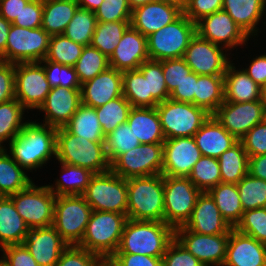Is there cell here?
<instances>
[{"instance_id": "cell-61", "label": "cell", "mask_w": 266, "mask_h": 266, "mask_svg": "<svg viewBox=\"0 0 266 266\" xmlns=\"http://www.w3.org/2000/svg\"><path fill=\"white\" fill-rule=\"evenodd\" d=\"M15 64L0 60V103L15 98Z\"/></svg>"}, {"instance_id": "cell-59", "label": "cell", "mask_w": 266, "mask_h": 266, "mask_svg": "<svg viewBox=\"0 0 266 266\" xmlns=\"http://www.w3.org/2000/svg\"><path fill=\"white\" fill-rule=\"evenodd\" d=\"M43 2L30 0L12 24L23 28H40L42 25Z\"/></svg>"}, {"instance_id": "cell-44", "label": "cell", "mask_w": 266, "mask_h": 266, "mask_svg": "<svg viewBox=\"0 0 266 266\" xmlns=\"http://www.w3.org/2000/svg\"><path fill=\"white\" fill-rule=\"evenodd\" d=\"M83 49L84 46L82 44L70 40L63 34L52 35L47 56L42 61H52L74 67Z\"/></svg>"}, {"instance_id": "cell-46", "label": "cell", "mask_w": 266, "mask_h": 266, "mask_svg": "<svg viewBox=\"0 0 266 266\" xmlns=\"http://www.w3.org/2000/svg\"><path fill=\"white\" fill-rule=\"evenodd\" d=\"M138 138L133 134L128 123L117 126L111 133L105 136L104 146L110 164L121 154H124L140 145Z\"/></svg>"}, {"instance_id": "cell-54", "label": "cell", "mask_w": 266, "mask_h": 266, "mask_svg": "<svg viewBox=\"0 0 266 266\" xmlns=\"http://www.w3.org/2000/svg\"><path fill=\"white\" fill-rule=\"evenodd\" d=\"M162 266H204L176 238L166 248Z\"/></svg>"}, {"instance_id": "cell-12", "label": "cell", "mask_w": 266, "mask_h": 266, "mask_svg": "<svg viewBox=\"0 0 266 266\" xmlns=\"http://www.w3.org/2000/svg\"><path fill=\"white\" fill-rule=\"evenodd\" d=\"M50 35L42 28H23L11 24L5 49V62H41L47 56Z\"/></svg>"}, {"instance_id": "cell-67", "label": "cell", "mask_w": 266, "mask_h": 266, "mask_svg": "<svg viewBox=\"0 0 266 266\" xmlns=\"http://www.w3.org/2000/svg\"><path fill=\"white\" fill-rule=\"evenodd\" d=\"M80 8L95 11L103 2V0H76Z\"/></svg>"}, {"instance_id": "cell-70", "label": "cell", "mask_w": 266, "mask_h": 266, "mask_svg": "<svg viewBox=\"0 0 266 266\" xmlns=\"http://www.w3.org/2000/svg\"><path fill=\"white\" fill-rule=\"evenodd\" d=\"M263 104L266 106V85L262 88V96H261Z\"/></svg>"}, {"instance_id": "cell-25", "label": "cell", "mask_w": 266, "mask_h": 266, "mask_svg": "<svg viewBox=\"0 0 266 266\" xmlns=\"http://www.w3.org/2000/svg\"><path fill=\"white\" fill-rule=\"evenodd\" d=\"M183 227L191 232L204 235L230 234L232 229L223 219L220 210L208 192H201L191 217Z\"/></svg>"}, {"instance_id": "cell-68", "label": "cell", "mask_w": 266, "mask_h": 266, "mask_svg": "<svg viewBox=\"0 0 266 266\" xmlns=\"http://www.w3.org/2000/svg\"><path fill=\"white\" fill-rule=\"evenodd\" d=\"M155 0H128V3L131 7V9H135L139 6L145 5L146 3L152 2Z\"/></svg>"}, {"instance_id": "cell-27", "label": "cell", "mask_w": 266, "mask_h": 266, "mask_svg": "<svg viewBox=\"0 0 266 266\" xmlns=\"http://www.w3.org/2000/svg\"><path fill=\"white\" fill-rule=\"evenodd\" d=\"M222 10L226 11L251 39L254 37V41H258L255 39L260 36L258 33L266 29V0H223ZM263 25L264 30L261 31Z\"/></svg>"}, {"instance_id": "cell-64", "label": "cell", "mask_w": 266, "mask_h": 266, "mask_svg": "<svg viewBox=\"0 0 266 266\" xmlns=\"http://www.w3.org/2000/svg\"><path fill=\"white\" fill-rule=\"evenodd\" d=\"M30 0H0V15L13 22Z\"/></svg>"}, {"instance_id": "cell-60", "label": "cell", "mask_w": 266, "mask_h": 266, "mask_svg": "<svg viewBox=\"0 0 266 266\" xmlns=\"http://www.w3.org/2000/svg\"><path fill=\"white\" fill-rule=\"evenodd\" d=\"M111 266H162V257L114 253L108 260Z\"/></svg>"}, {"instance_id": "cell-9", "label": "cell", "mask_w": 266, "mask_h": 266, "mask_svg": "<svg viewBox=\"0 0 266 266\" xmlns=\"http://www.w3.org/2000/svg\"><path fill=\"white\" fill-rule=\"evenodd\" d=\"M91 213L92 208L82 195L56 196L52 226L68 245H78Z\"/></svg>"}, {"instance_id": "cell-22", "label": "cell", "mask_w": 266, "mask_h": 266, "mask_svg": "<svg viewBox=\"0 0 266 266\" xmlns=\"http://www.w3.org/2000/svg\"><path fill=\"white\" fill-rule=\"evenodd\" d=\"M23 244L39 266H55L69 246L53 226L30 229Z\"/></svg>"}, {"instance_id": "cell-33", "label": "cell", "mask_w": 266, "mask_h": 266, "mask_svg": "<svg viewBox=\"0 0 266 266\" xmlns=\"http://www.w3.org/2000/svg\"><path fill=\"white\" fill-rule=\"evenodd\" d=\"M4 148H0V196L8 197L28 188L34 180Z\"/></svg>"}, {"instance_id": "cell-26", "label": "cell", "mask_w": 266, "mask_h": 266, "mask_svg": "<svg viewBox=\"0 0 266 266\" xmlns=\"http://www.w3.org/2000/svg\"><path fill=\"white\" fill-rule=\"evenodd\" d=\"M223 266H266V245L232 228Z\"/></svg>"}, {"instance_id": "cell-32", "label": "cell", "mask_w": 266, "mask_h": 266, "mask_svg": "<svg viewBox=\"0 0 266 266\" xmlns=\"http://www.w3.org/2000/svg\"><path fill=\"white\" fill-rule=\"evenodd\" d=\"M60 165L59 178H55L54 184L49 182L46 186L56 196L82 195L95 173L84 167L66 163Z\"/></svg>"}, {"instance_id": "cell-28", "label": "cell", "mask_w": 266, "mask_h": 266, "mask_svg": "<svg viewBox=\"0 0 266 266\" xmlns=\"http://www.w3.org/2000/svg\"><path fill=\"white\" fill-rule=\"evenodd\" d=\"M193 138L202 156L216 159L238 142L213 115L201 126Z\"/></svg>"}, {"instance_id": "cell-36", "label": "cell", "mask_w": 266, "mask_h": 266, "mask_svg": "<svg viewBox=\"0 0 266 266\" xmlns=\"http://www.w3.org/2000/svg\"><path fill=\"white\" fill-rule=\"evenodd\" d=\"M224 102V75H198L194 105L213 115Z\"/></svg>"}, {"instance_id": "cell-49", "label": "cell", "mask_w": 266, "mask_h": 266, "mask_svg": "<svg viewBox=\"0 0 266 266\" xmlns=\"http://www.w3.org/2000/svg\"><path fill=\"white\" fill-rule=\"evenodd\" d=\"M234 229L266 245V207L244 211Z\"/></svg>"}, {"instance_id": "cell-10", "label": "cell", "mask_w": 266, "mask_h": 266, "mask_svg": "<svg viewBox=\"0 0 266 266\" xmlns=\"http://www.w3.org/2000/svg\"><path fill=\"white\" fill-rule=\"evenodd\" d=\"M30 229L53 225L56 195L33 182L28 188L8 196Z\"/></svg>"}, {"instance_id": "cell-34", "label": "cell", "mask_w": 266, "mask_h": 266, "mask_svg": "<svg viewBox=\"0 0 266 266\" xmlns=\"http://www.w3.org/2000/svg\"><path fill=\"white\" fill-rule=\"evenodd\" d=\"M79 8L76 0H50L43 2L41 27L50 35L63 34Z\"/></svg>"}, {"instance_id": "cell-18", "label": "cell", "mask_w": 266, "mask_h": 266, "mask_svg": "<svg viewBox=\"0 0 266 266\" xmlns=\"http://www.w3.org/2000/svg\"><path fill=\"white\" fill-rule=\"evenodd\" d=\"M175 238L204 266H223L229 234L204 235L181 226L175 229Z\"/></svg>"}, {"instance_id": "cell-51", "label": "cell", "mask_w": 266, "mask_h": 266, "mask_svg": "<svg viewBox=\"0 0 266 266\" xmlns=\"http://www.w3.org/2000/svg\"><path fill=\"white\" fill-rule=\"evenodd\" d=\"M45 70L51 87L81 88L75 67L61 65L52 61L40 62Z\"/></svg>"}, {"instance_id": "cell-30", "label": "cell", "mask_w": 266, "mask_h": 266, "mask_svg": "<svg viewBox=\"0 0 266 266\" xmlns=\"http://www.w3.org/2000/svg\"><path fill=\"white\" fill-rule=\"evenodd\" d=\"M127 123L141 144L164 143L165 136L156 107H132Z\"/></svg>"}, {"instance_id": "cell-16", "label": "cell", "mask_w": 266, "mask_h": 266, "mask_svg": "<svg viewBox=\"0 0 266 266\" xmlns=\"http://www.w3.org/2000/svg\"><path fill=\"white\" fill-rule=\"evenodd\" d=\"M230 55L234 56L196 33L186 48L183 59L198 75H224L228 65L235 60Z\"/></svg>"}, {"instance_id": "cell-13", "label": "cell", "mask_w": 266, "mask_h": 266, "mask_svg": "<svg viewBox=\"0 0 266 266\" xmlns=\"http://www.w3.org/2000/svg\"><path fill=\"white\" fill-rule=\"evenodd\" d=\"M162 168L163 143L140 144L111 164V170L124 179L162 174Z\"/></svg>"}, {"instance_id": "cell-21", "label": "cell", "mask_w": 266, "mask_h": 266, "mask_svg": "<svg viewBox=\"0 0 266 266\" xmlns=\"http://www.w3.org/2000/svg\"><path fill=\"white\" fill-rule=\"evenodd\" d=\"M183 10L172 3L155 0L132 10L130 25L146 38L175 21Z\"/></svg>"}, {"instance_id": "cell-38", "label": "cell", "mask_w": 266, "mask_h": 266, "mask_svg": "<svg viewBox=\"0 0 266 266\" xmlns=\"http://www.w3.org/2000/svg\"><path fill=\"white\" fill-rule=\"evenodd\" d=\"M25 112L29 113L16 98L0 103V148H6L29 121Z\"/></svg>"}, {"instance_id": "cell-24", "label": "cell", "mask_w": 266, "mask_h": 266, "mask_svg": "<svg viewBox=\"0 0 266 266\" xmlns=\"http://www.w3.org/2000/svg\"><path fill=\"white\" fill-rule=\"evenodd\" d=\"M123 96L122 71L108 67L93 79L81 84V103L97 108Z\"/></svg>"}, {"instance_id": "cell-6", "label": "cell", "mask_w": 266, "mask_h": 266, "mask_svg": "<svg viewBox=\"0 0 266 266\" xmlns=\"http://www.w3.org/2000/svg\"><path fill=\"white\" fill-rule=\"evenodd\" d=\"M196 34V23L185 14L147 37L150 60L163 61L183 58L190 41Z\"/></svg>"}, {"instance_id": "cell-72", "label": "cell", "mask_w": 266, "mask_h": 266, "mask_svg": "<svg viewBox=\"0 0 266 266\" xmlns=\"http://www.w3.org/2000/svg\"><path fill=\"white\" fill-rule=\"evenodd\" d=\"M37 1H40V2H46V1H50V0H37Z\"/></svg>"}, {"instance_id": "cell-40", "label": "cell", "mask_w": 266, "mask_h": 266, "mask_svg": "<svg viewBox=\"0 0 266 266\" xmlns=\"http://www.w3.org/2000/svg\"><path fill=\"white\" fill-rule=\"evenodd\" d=\"M123 96L132 107H156L159 103L149 93L148 75L137 70L122 72Z\"/></svg>"}, {"instance_id": "cell-65", "label": "cell", "mask_w": 266, "mask_h": 266, "mask_svg": "<svg viewBox=\"0 0 266 266\" xmlns=\"http://www.w3.org/2000/svg\"><path fill=\"white\" fill-rule=\"evenodd\" d=\"M248 173L255 178L266 181V154L249 157Z\"/></svg>"}, {"instance_id": "cell-48", "label": "cell", "mask_w": 266, "mask_h": 266, "mask_svg": "<svg viewBox=\"0 0 266 266\" xmlns=\"http://www.w3.org/2000/svg\"><path fill=\"white\" fill-rule=\"evenodd\" d=\"M244 211L266 207V181L246 174L237 184Z\"/></svg>"}, {"instance_id": "cell-4", "label": "cell", "mask_w": 266, "mask_h": 266, "mask_svg": "<svg viewBox=\"0 0 266 266\" xmlns=\"http://www.w3.org/2000/svg\"><path fill=\"white\" fill-rule=\"evenodd\" d=\"M56 163H66L103 173L111 169L104 142H93L57 128Z\"/></svg>"}, {"instance_id": "cell-14", "label": "cell", "mask_w": 266, "mask_h": 266, "mask_svg": "<svg viewBox=\"0 0 266 266\" xmlns=\"http://www.w3.org/2000/svg\"><path fill=\"white\" fill-rule=\"evenodd\" d=\"M14 85L15 98L27 111L38 110L52 88L40 62L16 63Z\"/></svg>"}, {"instance_id": "cell-29", "label": "cell", "mask_w": 266, "mask_h": 266, "mask_svg": "<svg viewBox=\"0 0 266 266\" xmlns=\"http://www.w3.org/2000/svg\"><path fill=\"white\" fill-rule=\"evenodd\" d=\"M233 62L224 74V101L242 103L261 100L262 87Z\"/></svg>"}, {"instance_id": "cell-17", "label": "cell", "mask_w": 266, "mask_h": 266, "mask_svg": "<svg viewBox=\"0 0 266 266\" xmlns=\"http://www.w3.org/2000/svg\"><path fill=\"white\" fill-rule=\"evenodd\" d=\"M213 116L239 141L255 125L265 120V105L262 99L242 103L224 101Z\"/></svg>"}, {"instance_id": "cell-71", "label": "cell", "mask_w": 266, "mask_h": 266, "mask_svg": "<svg viewBox=\"0 0 266 266\" xmlns=\"http://www.w3.org/2000/svg\"><path fill=\"white\" fill-rule=\"evenodd\" d=\"M101 266H111L108 261H104Z\"/></svg>"}, {"instance_id": "cell-58", "label": "cell", "mask_w": 266, "mask_h": 266, "mask_svg": "<svg viewBox=\"0 0 266 266\" xmlns=\"http://www.w3.org/2000/svg\"><path fill=\"white\" fill-rule=\"evenodd\" d=\"M222 7L223 0H188L183 14L196 23L204 16L222 10Z\"/></svg>"}, {"instance_id": "cell-53", "label": "cell", "mask_w": 266, "mask_h": 266, "mask_svg": "<svg viewBox=\"0 0 266 266\" xmlns=\"http://www.w3.org/2000/svg\"><path fill=\"white\" fill-rule=\"evenodd\" d=\"M104 260L77 245H69L55 266H101Z\"/></svg>"}, {"instance_id": "cell-35", "label": "cell", "mask_w": 266, "mask_h": 266, "mask_svg": "<svg viewBox=\"0 0 266 266\" xmlns=\"http://www.w3.org/2000/svg\"><path fill=\"white\" fill-rule=\"evenodd\" d=\"M223 219L232 227L239 223L243 215L237 184L219 183L208 191Z\"/></svg>"}, {"instance_id": "cell-45", "label": "cell", "mask_w": 266, "mask_h": 266, "mask_svg": "<svg viewBox=\"0 0 266 266\" xmlns=\"http://www.w3.org/2000/svg\"><path fill=\"white\" fill-rule=\"evenodd\" d=\"M74 67L80 83L83 84L110 67L109 58L91 45L84 46Z\"/></svg>"}, {"instance_id": "cell-41", "label": "cell", "mask_w": 266, "mask_h": 266, "mask_svg": "<svg viewBox=\"0 0 266 266\" xmlns=\"http://www.w3.org/2000/svg\"><path fill=\"white\" fill-rule=\"evenodd\" d=\"M129 26L130 21L97 22L90 45L110 58Z\"/></svg>"}, {"instance_id": "cell-5", "label": "cell", "mask_w": 266, "mask_h": 266, "mask_svg": "<svg viewBox=\"0 0 266 266\" xmlns=\"http://www.w3.org/2000/svg\"><path fill=\"white\" fill-rule=\"evenodd\" d=\"M125 214L92 211L86 231L77 245L107 261L118 249L127 221Z\"/></svg>"}, {"instance_id": "cell-55", "label": "cell", "mask_w": 266, "mask_h": 266, "mask_svg": "<svg viewBox=\"0 0 266 266\" xmlns=\"http://www.w3.org/2000/svg\"><path fill=\"white\" fill-rule=\"evenodd\" d=\"M162 70L169 94L192 72L183 58L163 60Z\"/></svg>"}, {"instance_id": "cell-15", "label": "cell", "mask_w": 266, "mask_h": 266, "mask_svg": "<svg viewBox=\"0 0 266 266\" xmlns=\"http://www.w3.org/2000/svg\"><path fill=\"white\" fill-rule=\"evenodd\" d=\"M196 33L230 53L235 49L237 51L239 46H248V41L252 40L224 10L204 16L197 21Z\"/></svg>"}, {"instance_id": "cell-20", "label": "cell", "mask_w": 266, "mask_h": 266, "mask_svg": "<svg viewBox=\"0 0 266 266\" xmlns=\"http://www.w3.org/2000/svg\"><path fill=\"white\" fill-rule=\"evenodd\" d=\"M81 104V88L52 87L39 107L45 113L43 123L55 128L64 127Z\"/></svg>"}, {"instance_id": "cell-2", "label": "cell", "mask_w": 266, "mask_h": 266, "mask_svg": "<svg viewBox=\"0 0 266 266\" xmlns=\"http://www.w3.org/2000/svg\"><path fill=\"white\" fill-rule=\"evenodd\" d=\"M175 238V230L165 222L127 219L115 253L163 257Z\"/></svg>"}, {"instance_id": "cell-47", "label": "cell", "mask_w": 266, "mask_h": 266, "mask_svg": "<svg viewBox=\"0 0 266 266\" xmlns=\"http://www.w3.org/2000/svg\"><path fill=\"white\" fill-rule=\"evenodd\" d=\"M189 180L201 191L208 192L221 183V171L216 158L202 156L193 166Z\"/></svg>"}, {"instance_id": "cell-37", "label": "cell", "mask_w": 266, "mask_h": 266, "mask_svg": "<svg viewBox=\"0 0 266 266\" xmlns=\"http://www.w3.org/2000/svg\"><path fill=\"white\" fill-rule=\"evenodd\" d=\"M64 128L71 134L93 142H104L105 135L99 123L95 108L80 104Z\"/></svg>"}, {"instance_id": "cell-56", "label": "cell", "mask_w": 266, "mask_h": 266, "mask_svg": "<svg viewBox=\"0 0 266 266\" xmlns=\"http://www.w3.org/2000/svg\"><path fill=\"white\" fill-rule=\"evenodd\" d=\"M239 141L249 157L266 154V120L255 125Z\"/></svg>"}, {"instance_id": "cell-3", "label": "cell", "mask_w": 266, "mask_h": 266, "mask_svg": "<svg viewBox=\"0 0 266 266\" xmlns=\"http://www.w3.org/2000/svg\"><path fill=\"white\" fill-rule=\"evenodd\" d=\"M127 218L164 222V176L127 179Z\"/></svg>"}, {"instance_id": "cell-50", "label": "cell", "mask_w": 266, "mask_h": 266, "mask_svg": "<svg viewBox=\"0 0 266 266\" xmlns=\"http://www.w3.org/2000/svg\"><path fill=\"white\" fill-rule=\"evenodd\" d=\"M138 70L143 75H148L149 93L158 102L162 103L169 99L170 94L164 79L162 61L148 60L143 62Z\"/></svg>"}, {"instance_id": "cell-57", "label": "cell", "mask_w": 266, "mask_h": 266, "mask_svg": "<svg viewBox=\"0 0 266 266\" xmlns=\"http://www.w3.org/2000/svg\"><path fill=\"white\" fill-rule=\"evenodd\" d=\"M0 251V266H39L24 244L8 245Z\"/></svg>"}, {"instance_id": "cell-23", "label": "cell", "mask_w": 266, "mask_h": 266, "mask_svg": "<svg viewBox=\"0 0 266 266\" xmlns=\"http://www.w3.org/2000/svg\"><path fill=\"white\" fill-rule=\"evenodd\" d=\"M148 60L147 38L130 25L109 58V66L122 72L137 70Z\"/></svg>"}, {"instance_id": "cell-19", "label": "cell", "mask_w": 266, "mask_h": 266, "mask_svg": "<svg viewBox=\"0 0 266 266\" xmlns=\"http://www.w3.org/2000/svg\"><path fill=\"white\" fill-rule=\"evenodd\" d=\"M202 157L193 137L165 139L163 143V176L188 177Z\"/></svg>"}, {"instance_id": "cell-7", "label": "cell", "mask_w": 266, "mask_h": 266, "mask_svg": "<svg viewBox=\"0 0 266 266\" xmlns=\"http://www.w3.org/2000/svg\"><path fill=\"white\" fill-rule=\"evenodd\" d=\"M82 196L92 211H110L127 216V179L111 169L95 173Z\"/></svg>"}, {"instance_id": "cell-31", "label": "cell", "mask_w": 266, "mask_h": 266, "mask_svg": "<svg viewBox=\"0 0 266 266\" xmlns=\"http://www.w3.org/2000/svg\"><path fill=\"white\" fill-rule=\"evenodd\" d=\"M30 228L17 212L9 197L0 196V249L23 244Z\"/></svg>"}, {"instance_id": "cell-8", "label": "cell", "mask_w": 266, "mask_h": 266, "mask_svg": "<svg viewBox=\"0 0 266 266\" xmlns=\"http://www.w3.org/2000/svg\"><path fill=\"white\" fill-rule=\"evenodd\" d=\"M165 139L193 137L211 116L193 103L167 99L156 106Z\"/></svg>"}, {"instance_id": "cell-69", "label": "cell", "mask_w": 266, "mask_h": 266, "mask_svg": "<svg viewBox=\"0 0 266 266\" xmlns=\"http://www.w3.org/2000/svg\"><path fill=\"white\" fill-rule=\"evenodd\" d=\"M162 1L175 4V5L179 6L182 10L188 2V0H162Z\"/></svg>"}, {"instance_id": "cell-11", "label": "cell", "mask_w": 266, "mask_h": 266, "mask_svg": "<svg viewBox=\"0 0 266 266\" xmlns=\"http://www.w3.org/2000/svg\"><path fill=\"white\" fill-rule=\"evenodd\" d=\"M200 194L188 177L164 176V222L174 230L184 226Z\"/></svg>"}, {"instance_id": "cell-43", "label": "cell", "mask_w": 266, "mask_h": 266, "mask_svg": "<svg viewBox=\"0 0 266 266\" xmlns=\"http://www.w3.org/2000/svg\"><path fill=\"white\" fill-rule=\"evenodd\" d=\"M131 108V104L124 96L112 99L105 105L95 108L105 136L120 124L127 122Z\"/></svg>"}, {"instance_id": "cell-66", "label": "cell", "mask_w": 266, "mask_h": 266, "mask_svg": "<svg viewBox=\"0 0 266 266\" xmlns=\"http://www.w3.org/2000/svg\"><path fill=\"white\" fill-rule=\"evenodd\" d=\"M11 22L0 15V60L5 62V49Z\"/></svg>"}, {"instance_id": "cell-63", "label": "cell", "mask_w": 266, "mask_h": 266, "mask_svg": "<svg viewBox=\"0 0 266 266\" xmlns=\"http://www.w3.org/2000/svg\"><path fill=\"white\" fill-rule=\"evenodd\" d=\"M248 62L249 64L245 63V67L243 65H240V67L254 82L263 88L266 85V53L253 56Z\"/></svg>"}, {"instance_id": "cell-62", "label": "cell", "mask_w": 266, "mask_h": 266, "mask_svg": "<svg viewBox=\"0 0 266 266\" xmlns=\"http://www.w3.org/2000/svg\"><path fill=\"white\" fill-rule=\"evenodd\" d=\"M197 79L198 74L193 71L186 75V78L173 90L169 98L179 102L194 104V93H196Z\"/></svg>"}, {"instance_id": "cell-42", "label": "cell", "mask_w": 266, "mask_h": 266, "mask_svg": "<svg viewBox=\"0 0 266 266\" xmlns=\"http://www.w3.org/2000/svg\"><path fill=\"white\" fill-rule=\"evenodd\" d=\"M96 25L95 12L79 7L65 28L63 35L76 43L88 46L91 44Z\"/></svg>"}, {"instance_id": "cell-52", "label": "cell", "mask_w": 266, "mask_h": 266, "mask_svg": "<svg viewBox=\"0 0 266 266\" xmlns=\"http://www.w3.org/2000/svg\"><path fill=\"white\" fill-rule=\"evenodd\" d=\"M94 12L97 22L131 21L132 9L128 0H103Z\"/></svg>"}, {"instance_id": "cell-1", "label": "cell", "mask_w": 266, "mask_h": 266, "mask_svg": "<svg viewBox=\"0 0 266 266\" xmlns=\"http://www.w3.org/2000/svg\"><path fill=\"white\" fill-rule=\"evenodd\" d=\"M38 120L29 119L22 131L7 144L8 148H4L20 167L32 174L33 170L45 168L43 165L56 159L57 128Z\"/></svg>"}, {"instance_id": "cell-39", "label": "cell", "mask_w": 266, "mask_h": 266, "mask_svg": "<svg viewBox=\"0 0 266 266\" xmlns=\"http://www.w3.org/2000/svg\"><path fill=\"white\" fill-rule=\"evenodd\" d=\"M221 171V183L238 184L248 174L249 156L238 141L217 159Z\"/></svg>"}]
</instances>
